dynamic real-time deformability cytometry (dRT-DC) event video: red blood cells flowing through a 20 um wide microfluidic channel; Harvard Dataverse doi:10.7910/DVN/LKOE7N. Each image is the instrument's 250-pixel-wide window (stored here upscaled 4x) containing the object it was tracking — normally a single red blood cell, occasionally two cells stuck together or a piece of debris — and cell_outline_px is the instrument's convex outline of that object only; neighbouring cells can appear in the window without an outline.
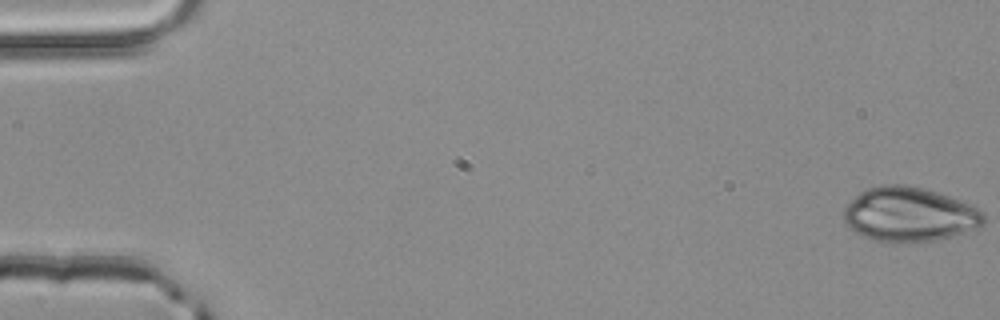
{"species": "common noctule bat (a hibernating species)", "species_latin": "Nyctalus noctula", "temperature_condition": "room temperature", "stored_images_in_passage": 52, "camera_frame_rate_fps": 3000, "um_per_image_px": 0.085, "animal": {"sex": "male", "body_mass_g": 20.4}, "frame": {"image": 1, "passage_image": 1, "time_ms": 0.0, "image_size_px": [1000, 320], "cell_outline_px": [[984, 224], [976, 228], [952, 236], [936, 240], [908, 244], [872, 240], [848, 228], [844, 224], [844, 208], [860, 192], [868, 188], [880, 184], [904, 184], [936, 192], [948, 196], [968, 204], [984, 212]], "centroid_in_image_um": [77.26, 18.25], "position_along_channel_um": 7.7, "area_um2": 44.45}}
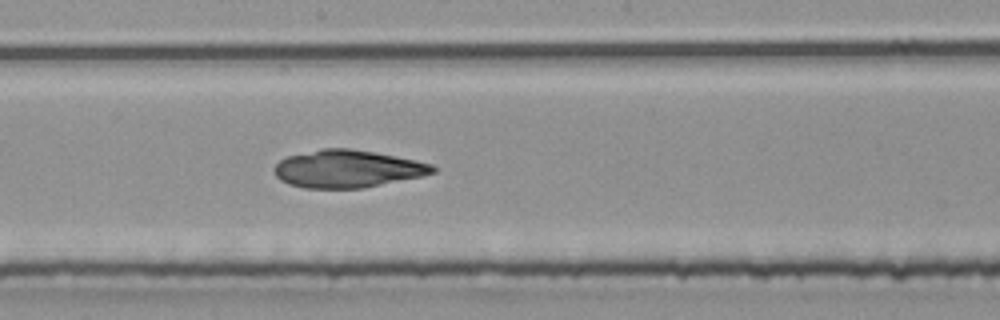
{"frame": {"image": 2, "passage_image": 29, "time_ms": 9.333, "image_size_px": [1000, 320], "cell_outline_px": [[436, 172], [420, 176], [364, 188], [304, 188], [288, 184], [280, 180], [276, 176], [276, 164], [280, 160], [288, 156], [324, 148], [348, 148], [372, 152], [416, 160], [432, 164], [436, 168]], "centroid_in_image_um": [29.53, 14.36], "position_along_channel_um": 218.7, "area_um2": 34.28}}
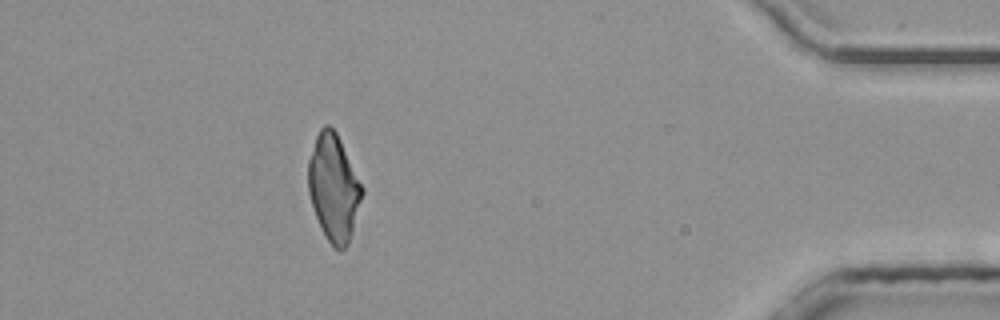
{"frame": {"image": 3, "passage_image": 47, "time_ms": 15.333, "image_size_px": [1000, 320], "cell_outline_px": [[364, 192], [352, 232], [348, 244], [340, 252], [328, 240], [316, 216], [308, 192], [308, 160], [316, 136], [320, 128], [324, 124], [328, 124], [336, 132], [364, 188]], "centroid_in_image_um": [28.37, 15.93], "position_along_channel_um": 406.8, "area_um2": 33.12}}